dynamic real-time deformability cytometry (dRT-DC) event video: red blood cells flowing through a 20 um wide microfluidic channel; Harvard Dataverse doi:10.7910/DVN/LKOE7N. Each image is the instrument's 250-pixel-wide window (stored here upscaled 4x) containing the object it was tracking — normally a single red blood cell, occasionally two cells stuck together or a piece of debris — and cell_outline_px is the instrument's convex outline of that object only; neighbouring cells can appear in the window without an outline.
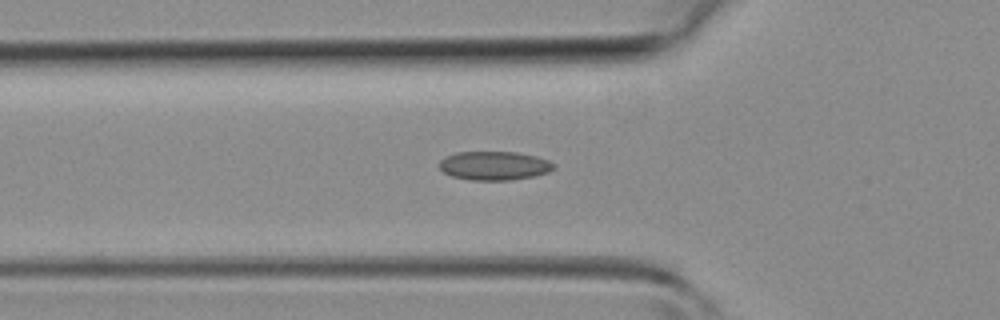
{"species": "common noctule bat (a hibernating species)", "species_latin": "Nyctalus noctula", "temperature_condition": "room temperature", "stored_images_in_passage": 43, "camera_frame_rate_fps": 3000, "um_per_image_px": 0.085, "animal": {"sex": "female", "body_mass_g": 19.3, "forearm_length_mm": 54.1}, "frame": {"image": 1, "passage_image": 14, "time_ms": 4.333, "image_size_px": [1000, 320], "cell_outline_px": [[556, 168], [548, 172], [536, 176], [512, 180], [472, 180], [452, 176], [444, 172], [440, 168], [440, 160], [444, 156], [456, 152], [516, 152], [536, 156], [548, 160], [556, 164]], "centroid_in_image_um": [42.04, 14.08], "position_along_channel_um": 83.8, "area_um2": 19.36}}
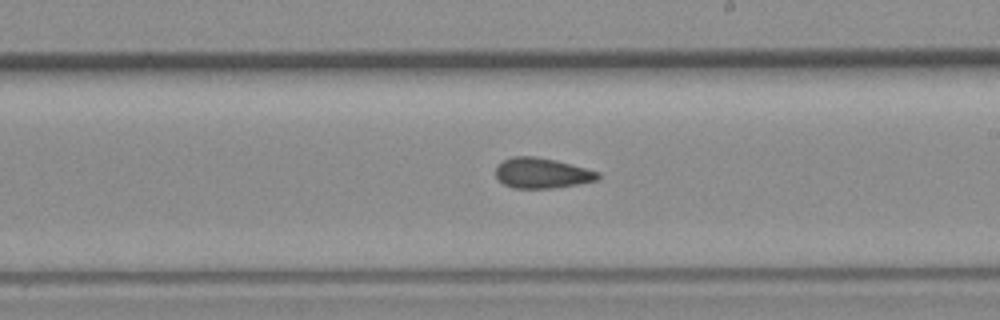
{"frame": {"image": 2, "passage_image": 24, "time_ms": 7.667, "image_size_px": [1000, 320], "cell_outline_px": [[600, 176], [596, 180], [576, 184], [552, 188], [512, 188], [504, 184], [496, 176], [496, 168], [504, 160], [512, 156], [532, 156], [556, 160], [600, 172]], "centroid_in_image_um": [46.06, 14.71], "position_along_channel_um": 242.9, "area_um2": 17.86}}
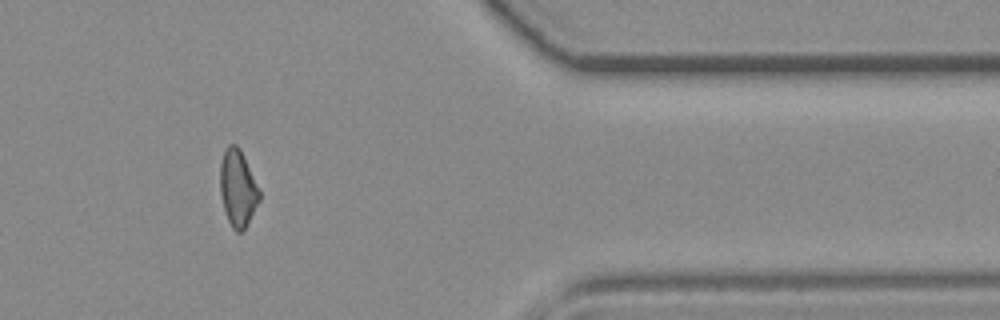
{"frame": {"image": 3, "passage_image": 35, "time_ms": 11.333, "image_size_px": [1000, 320], "cell_outline_px": [[260, 200], [244, 228], [240, 232], [236, 232], [232, 228], [228, 220], [224, 208], [220, 192], [220, 164], [224, 152], [228, 144], [236, 144], [240, 148], [260, 192]], "centroid_in_image_um": [20.2, 15.98], "position_along_channel_um": 391.2, "area_um2": 17.22}}